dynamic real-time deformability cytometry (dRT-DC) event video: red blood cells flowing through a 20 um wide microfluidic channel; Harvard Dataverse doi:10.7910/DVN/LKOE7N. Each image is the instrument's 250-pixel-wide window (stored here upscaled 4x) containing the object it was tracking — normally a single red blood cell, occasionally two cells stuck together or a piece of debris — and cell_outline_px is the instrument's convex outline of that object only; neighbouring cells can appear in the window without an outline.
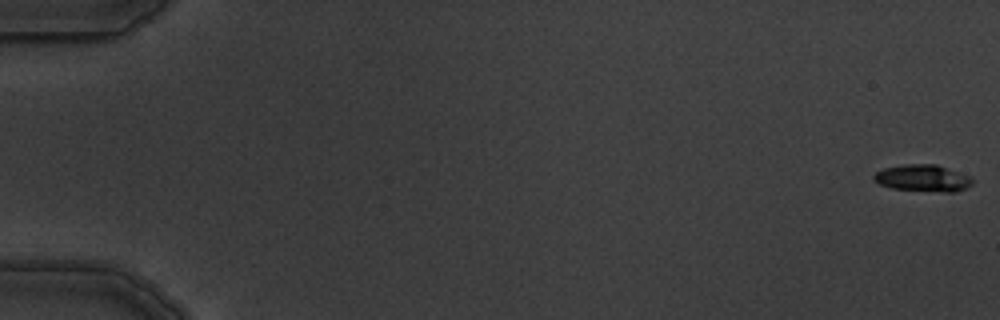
{"species": "common noctule bat (a hibernating species)", "species_latin": "Nyctalus noctula", "temperature_condition": "warm", "stored_images_in_passage": 5, "camera_frame_rate_fps": 3000, "um_per_image_px": 0.085, "animal": {"sex": "male", "body_mass_g": 19.5, "forearm_length_mm": 54.6}, "frame": {"image": 1, "passage_image": 1, "time_ms": 0.0, "image_size_px": [1000, 320], "cell_outline_px": [[972, 184], [956, 192], [944, 192], [892, 188], [880, 184], [872, 180], [872, 176], [876, 172], [884, 168], [904, 164], [936, 164], [972, 176]], "centroid_in_image_um": [78.44, 15.13], "position_along_channel_um": 6.6, "area_um2": 15.43}}
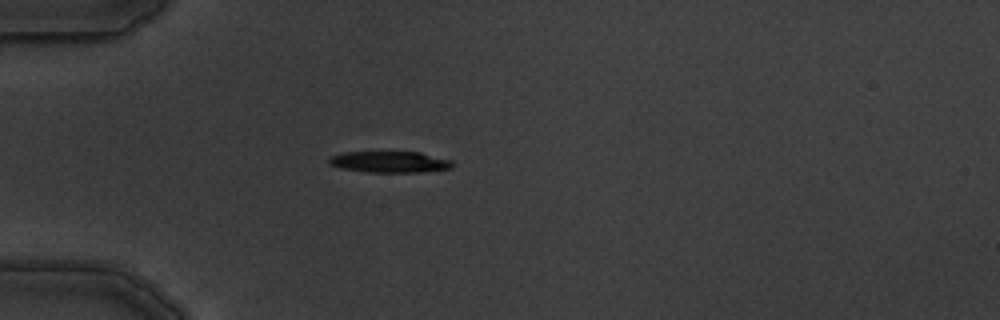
{"frame": {"image": 2, "passage_image": 5, "time_ms": 5.333, "image_size_px": [1000, 320], "cell_outline_px": [[456, 164], [452, 168], [420, 172], [368, 172], [340, 168], [328, 164], [328, 156], [344, 152], [420, 152], [452, 160]], "centroid_in_image_um": [33.12, 13.76], "position_along_channel_um": 51.9, "area_um2": 15.49}}